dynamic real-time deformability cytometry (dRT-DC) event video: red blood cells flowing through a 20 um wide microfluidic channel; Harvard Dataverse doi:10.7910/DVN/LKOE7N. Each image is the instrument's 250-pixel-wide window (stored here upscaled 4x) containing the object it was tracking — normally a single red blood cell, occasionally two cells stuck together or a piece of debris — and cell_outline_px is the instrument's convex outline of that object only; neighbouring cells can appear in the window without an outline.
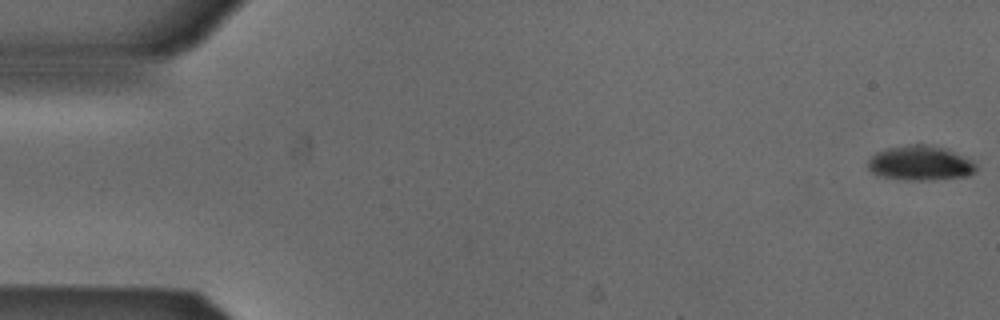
{"species": "Egyptian fruit bat (a non-hibernating species)", "species_latin": "Rousettus aegyptiacus", "temperature_condition": "cold", "stored_images_in_passage": 35, "camera_frame_rate_fps": 3000, "um_per_image_px": 0.085, "animal": {"sex": "male"}, "frame": {"image": 1, "passage_image": 1, "time_ms": 0.0, "image_size_px": [1000, 320], "cell_outline_px": [[976, 172], [968, 176], [932, 180], [908, 180], [876, 176], [868, 168], [868, 160], [876, 152], [888, 148], [912, 144], [924, 144], [944, 148], [972, 160], [976, 164]], "centroid_in_image_um": [78.21, 13.88], "position_along_channel_um": 6.8, "area_um2": 21.91}}
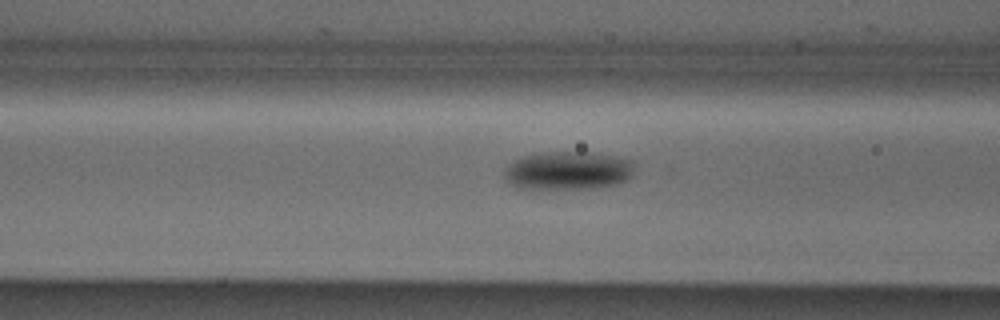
{"frame": {"image": 2, "passage_image": 21, "time_ms": 6.667, "image_size_px": [1000, 320], "cell_outline_px": [[632, 168], [628, 176], [624, 180], [616, 184], [596, 188], [516, 188], [504, 176], [504, 172], [508, 164], [524, 156], [540, 152], [588, 152], [612, 156], [632, 160]], "centroid_in_image_um": [48.23, 14.49], "position_along_channel_um": 118.4, "area_um2": 28.55}}
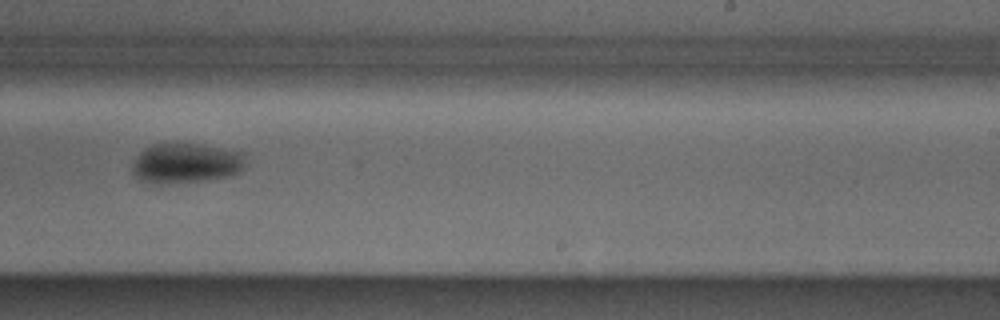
{"frame": {"image": 3, "passage_image": 33, "time_ms": 10.667, "image_size_px": [1000, 320], "cell_outline_px": [[244, 168], [240, 172], [232, 176], [204, 180], [160, 184], [144, 180], [136, 176], [132, 172], [132, 168], [136, 156], [144, 148], [152, 144], [196, 144], [240, 152], [244, 156]], "centroid_in_image_um": [15.8, 13.88], "position_along_channel_um": 273.2, "area_um2": 26.01}}